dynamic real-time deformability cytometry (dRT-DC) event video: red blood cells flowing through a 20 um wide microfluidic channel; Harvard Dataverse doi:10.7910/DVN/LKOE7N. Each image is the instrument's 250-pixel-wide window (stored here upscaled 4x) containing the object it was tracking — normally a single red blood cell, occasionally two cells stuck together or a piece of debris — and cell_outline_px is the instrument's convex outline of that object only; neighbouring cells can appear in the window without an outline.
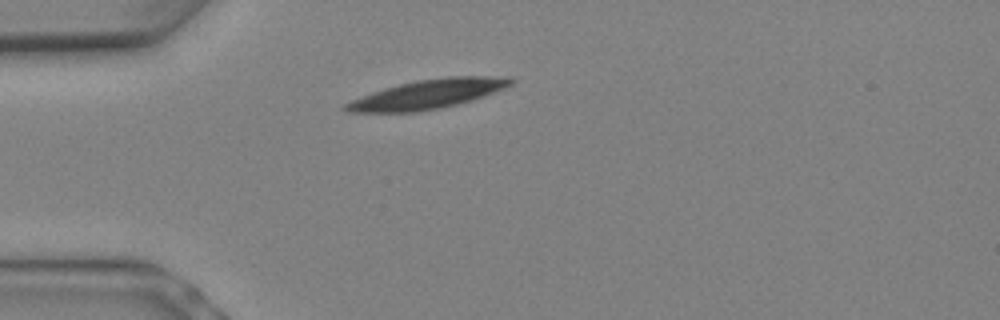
{"species": "Egyptian fruit bat (a non-hibernating species)", "species_latin": "Rousettus aegyptiacus", "temperature_condition": "warm", "stored_images_in_passage": 3, "camera_frame_rate_fps": 3000, "um_per_image_px": 0.085, "animal": {"sex": "female"}, "frame": {"image": 1, "passage_image": 1, "time_ms": 0.0, "image_size_px": [1000, 320], "cell_outline_px": [[504, 80], [500, 84], [492, 88], [472, 96], [440, 104], [420, 108], [356, 108], [356, 104], [364, 100], [384, 92], [416, 84], [440, 80]], "centroid_in_image_um": [36.4, 7.99], "position_along_channel_um": 48.6, "area_um2": 17.69}}
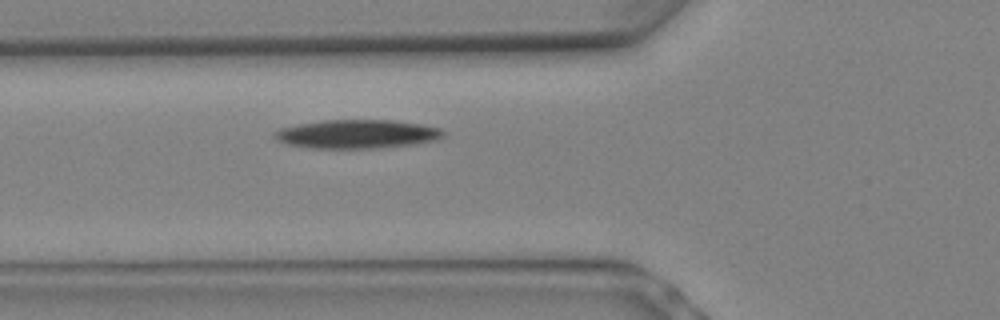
{"frame": {"image": 2, "passage_image": 3, "time_ms": 0.667, "image_size_px": [1000, 320], "cell_outline_px": [[432, 132], [424, 136], [404, 140], [356, 144], [324, 144], [292, 140], [288, 136], [288, 132], [308, 128], [332, 124], [392, 124], [420, 128]], "centroid_in_image_um": [30.32, 11.37], "position_along_channel_um": 95.5, "area_um2": 15.9}}